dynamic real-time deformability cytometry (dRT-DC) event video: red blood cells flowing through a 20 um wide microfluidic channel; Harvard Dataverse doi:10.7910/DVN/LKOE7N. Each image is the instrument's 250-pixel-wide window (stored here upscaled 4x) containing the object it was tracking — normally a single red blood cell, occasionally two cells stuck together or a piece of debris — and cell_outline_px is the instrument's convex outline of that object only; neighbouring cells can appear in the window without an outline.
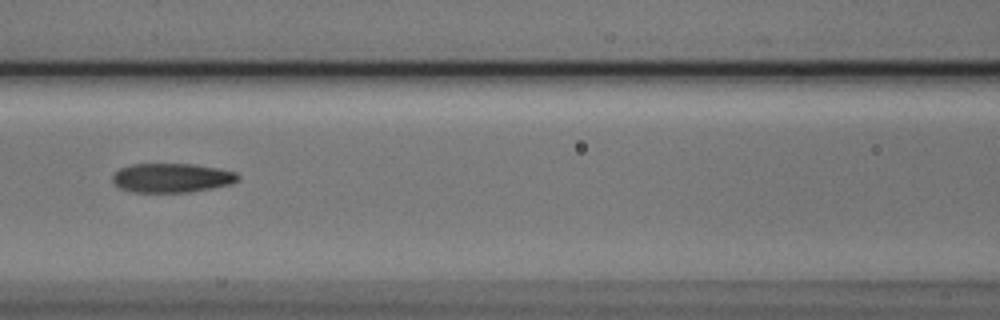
{"species": "Egyptian fruit bat (a non-hibernating species)", "species_latin": "Rousettus aegyptiacus", "temperature_condition": "cold", "stored_images_in_passage": 7, "camera_frame_rate_fps": 3000, "um_per_image_px": 0.085, "animal": {"sex": "male"}, "frame": {"image": 1, "passage_image": 7, "time_ms": 2.0, "image_size_px": [1000, 320], "cell_outline_px": [[240, 180], [232, 184], [212, 188], [188, 192], [132, 192], [120, 188], [112, 180], [112, 176], [120, 168], [132, 164], [192, 164], [216, 168], [236, 172], [240, 176]], "centroid_in_image_um": [14.62, 15.12], "position_along_channel_um": 152.0, "area_um2": 21.33}}